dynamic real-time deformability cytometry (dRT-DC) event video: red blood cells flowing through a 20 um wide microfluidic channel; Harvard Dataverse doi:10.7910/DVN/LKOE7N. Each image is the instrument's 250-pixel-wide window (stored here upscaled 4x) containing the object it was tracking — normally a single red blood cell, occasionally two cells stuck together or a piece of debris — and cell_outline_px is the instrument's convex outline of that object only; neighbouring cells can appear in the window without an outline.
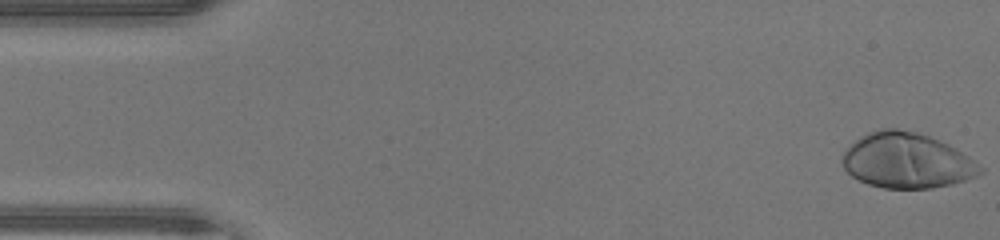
{"species": "human", "species_latin": "Homo sapiens", "temperature_condition": "warm", "stored_images_in_passage": 47, "camera_frame_rate_fps": 3000, "um_per_image_px": 0.085, "donor": {"sex": "male"}, "frame": {"image": 1, "passage_image": 1, "time_ms": 0.0, "image_size_px": [1000, 240], "cell_outline_px": [[984, 172], [976, 176], [952, 184], [932, 188], [884, 188], [868, 184], [852, 176], [844, 168], [840, 160], [840, 156], [860, 136], [868, 132], [880, 128], [896, 128], [916, 132], [928, 136], [948, 144], [956, 148], [968, 156], [984, 168]], "centroid_in_image_um": [77.07, 13.65], "position_along_channel_um": 7.9, "area_um2": 44.45}}
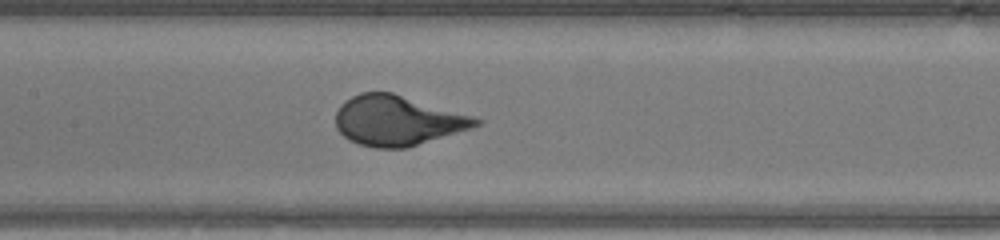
{"frame": {"image": 2, "passage_image": 22, "time_ms": 7.0, "image_size_px": [1000, 240], "cell_outline_px": [[484, 120], [480, 124], [472, 128], [404, 148], [376, 148], [360, 144], [348, 140], [336, 128], [336, 112], [340, 104], [344, 100], [360, 92], [392, 92], [472, 116]], "centroid_in_image_um": [33.75, 10.24], "position_along_channel_um": 173.7, "area_um2": 40.58}}
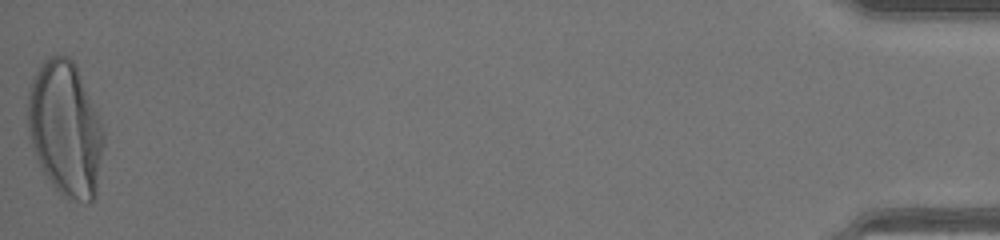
{"frame": {"image": 3, "passage_image": 47, "time_ms": 15.333, "image_size_px": [1000, 240], "cell_outline_px": [[104, 144], [96, 196], [88, 204], [84, 204], [68, 200], [52, 184], [44, 172], [32, 148], [28, 128], [28, 92], [32, 80], [44, 60], [52, 56], [68, 56], [76, 64], [100, 116], [104, 132]], "centroid_in_image_um": [5.59, 10.98], "position_along_channel_um": 429.6, "area_um2": 59.94}}